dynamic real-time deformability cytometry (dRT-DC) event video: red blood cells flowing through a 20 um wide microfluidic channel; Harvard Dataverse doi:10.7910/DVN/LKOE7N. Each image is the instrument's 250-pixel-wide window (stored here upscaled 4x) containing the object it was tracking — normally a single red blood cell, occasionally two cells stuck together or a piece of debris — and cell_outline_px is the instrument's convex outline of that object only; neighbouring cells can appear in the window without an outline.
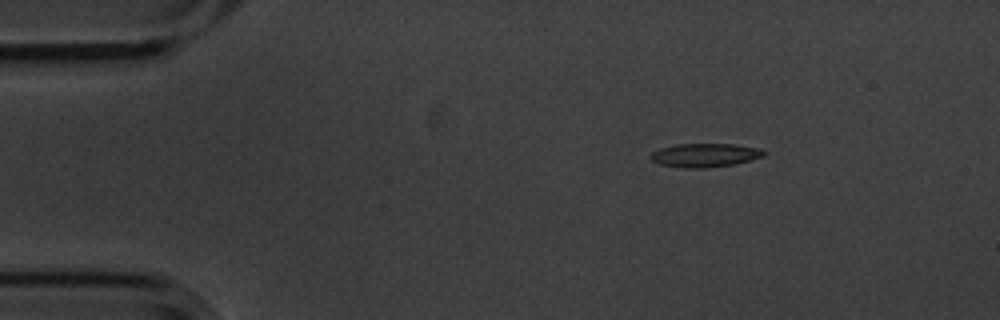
{"species": "common noctule bat (a hibernating species)", "species_latin": "Nyctalus noctula", "temperature_condition": "cold", "stored_images_in_passage": 3, "camera_frame_rate_fps": 3000, "um_per_image_px": 0.085, "animal": {"sex": "male", "body_mass_g": 20.1, "forearm_length_mm": 53.5}, "frame": {"image": 1, "passage_image": 1, "time_ms": 0.0, "image_size_px": [1000, 320], "cell_outline_px": [[768, 152], [764, 156], [736, 164], [708, 168], [684, 168], [660, 164], [652, 160], [648, 156], [652, 152], [660, 148], [676, 144], [736, 144], [760, 148]], "centroid_in_image_um": [59.94, 13.19], "position_along_channel_um": 25.1, "area_um2": 15.84}}